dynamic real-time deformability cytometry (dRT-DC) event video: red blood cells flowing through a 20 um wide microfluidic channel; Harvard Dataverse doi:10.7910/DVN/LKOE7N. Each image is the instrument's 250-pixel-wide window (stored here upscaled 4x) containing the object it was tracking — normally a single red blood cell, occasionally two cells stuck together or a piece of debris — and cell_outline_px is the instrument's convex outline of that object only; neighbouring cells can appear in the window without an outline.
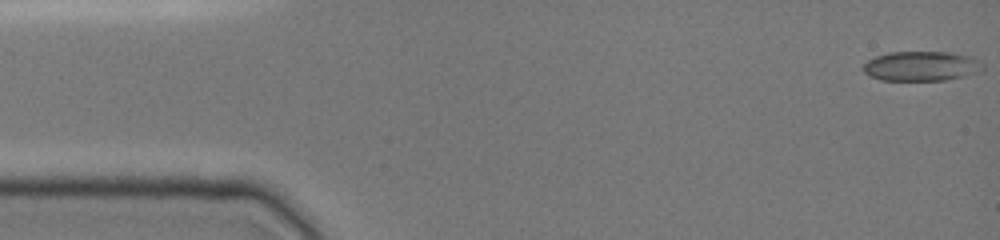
{"species": "common noctule bat (a hibernating species)", "species_latin": "Nyctalus noctula", "temperature_condition": "cold", "stored_images_in_passage": 47, "camera_frame_rate_fps": 3000, "um_per_image_px": 0.085, "animal": {"sex": "female", "body_mass_g": 19.0, "forearm_length_mm": 51.5}, "frame": {"image": 1, "passage_image": 1, "time_ms": 0.0, "image_size_px": [1000, 240], "cell_outline_px": [[984, 68], [976, 72], [964, 76], [944, 80], [880, 80], [868, 76], [860, 68], [868, 60], [876, 56], [888, 52], [952, 52], [972, 56], [980, 60], [984, 64]], "centroid_in_image_um": [78.3, 5.61], "position_along_channel_um": 6.7, "area_um2": 20.92}}
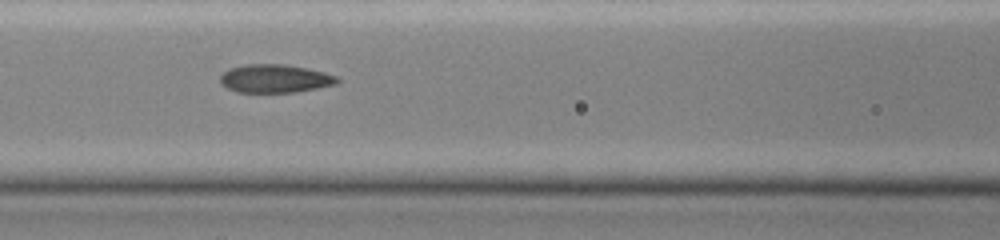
{"frame": {"image": 2, "passage_image": 20, "time_ms": 6.333, "image_size_px": [1000, 240], "cell_outline_px": [[340, 80], [336, 84], [296, 92], [236, 92], [220, 84], [220, 76], [228, 68], [244, 64], [284, 64], [324, 72], [336, 76]], "centroid_in_image_um": [23.33, 6.67], "position_along_channel_um": 143.3, "area_um2": 19.25}}
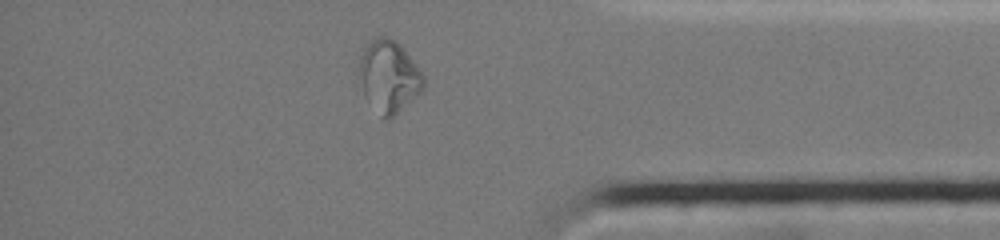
{"frame": {"image": 3, "passage_image": 40, "time_ms": 13.0, "image_size_px": [1000, 240], "cell_outline_px": [[424, 88], [396, 116], [388, 120], [384, 120], [364, 96], [360, 76], [360, 56], [364, 44], [372, 36], [384, 36], [396, 40], [400, 44], [424, 76]], "centroid_in_image_um": [33.04, 6.48], "position_along_channel_um": 402.2, "area_um2": 27.22}, "authors_computed_cell_mechanics": {"area_um2": 20.0566, "velocity_mm_per_s": 4.0315, "shape_relaxation_time_tau1_ms": null, "shape_relaxation_time_tau2_ms": 1.1198, "deformation_change_tau1": null, "deformation_change_tau2": 0.0487}}